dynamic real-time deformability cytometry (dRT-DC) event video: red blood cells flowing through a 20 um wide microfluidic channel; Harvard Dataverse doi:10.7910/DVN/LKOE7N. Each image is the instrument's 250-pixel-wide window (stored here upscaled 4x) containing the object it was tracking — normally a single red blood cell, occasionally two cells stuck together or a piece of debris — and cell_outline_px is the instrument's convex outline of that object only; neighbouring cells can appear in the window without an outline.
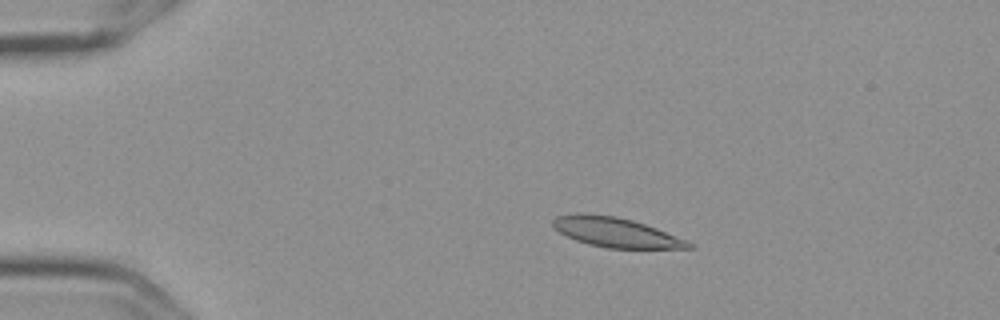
{"species": "Egyptian fruit bat (a non-hibernating species)", "species_latin": "Rousettus aegyptiacus", "temperature_condition": "cold", "stored_images_in_passage": 8, "camera_frame_rate_fps": 3000, "um_per_image_px": 0.085, "frame": {"image": 1, "passage_image": 4, "time_ms": 1.0, "image_size_px": [1000, 320], "cell_outline_px": [[692, 248], [608, 248], [588, 244], [576, 240], [560, 232], [552, 224], [552, 220], [556, 216], [580, 212], [616, 216], [632, 220], [656, 228], [688, 240], [692, 244]], "centroid_in_image_um": [52.33, 19.73], "position_along_channel_um": 32.7, "area_um2": 23.29}}
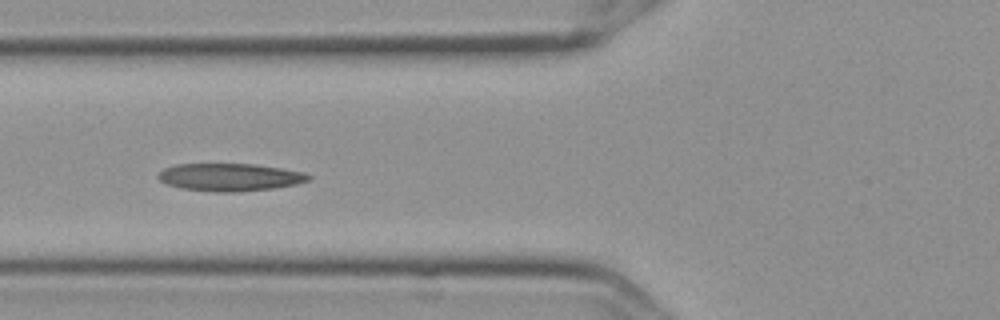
{"frame": {"image": 2, "passage_image": 7, "time_ms": 2.0, "image_size_px": [1000, 320], "cell_outline_px": [[312, 180], [296, 184], [272, 188], [236, 192], [216, 192], [180, 188], [164, 184], [156, 176], [164, 168], [176, 164], [256, 164], [304, 172], [312, 176]], "centroid_in_image_um": [19.53, 15.06], "position_along_channel_um": 106.3, "area_um2": 24.33}}
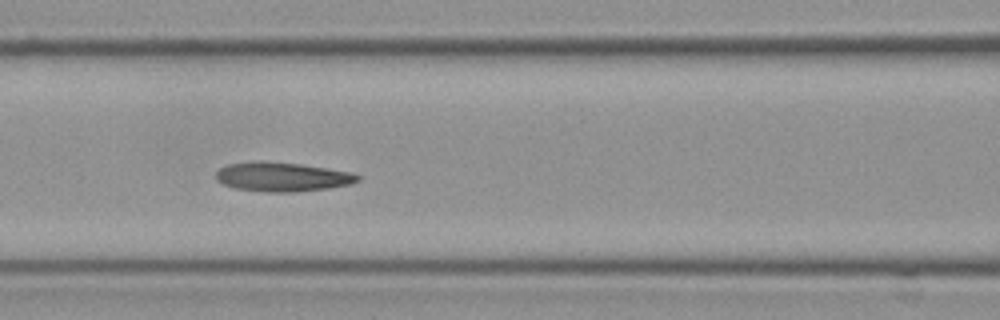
{"frame": {"image": 3, "passage_image": 8, "time_ms": 2.333, "image_size_px": [1000, 320], "cell_outline_px": [[360, 180], [352, 184], [328, 188], [296, 192], [264, 192], [236, 188], [224, 184], [216, 180], [216, 172], [220, 168], [228, 164], [256, 160], [264, 160], [300, 164], [352, 172], [360, 176]], "centroid_in_image_um": [23.99, 15.02], "position_along_channel_um": 142.6, "area_um2": 24.33}}